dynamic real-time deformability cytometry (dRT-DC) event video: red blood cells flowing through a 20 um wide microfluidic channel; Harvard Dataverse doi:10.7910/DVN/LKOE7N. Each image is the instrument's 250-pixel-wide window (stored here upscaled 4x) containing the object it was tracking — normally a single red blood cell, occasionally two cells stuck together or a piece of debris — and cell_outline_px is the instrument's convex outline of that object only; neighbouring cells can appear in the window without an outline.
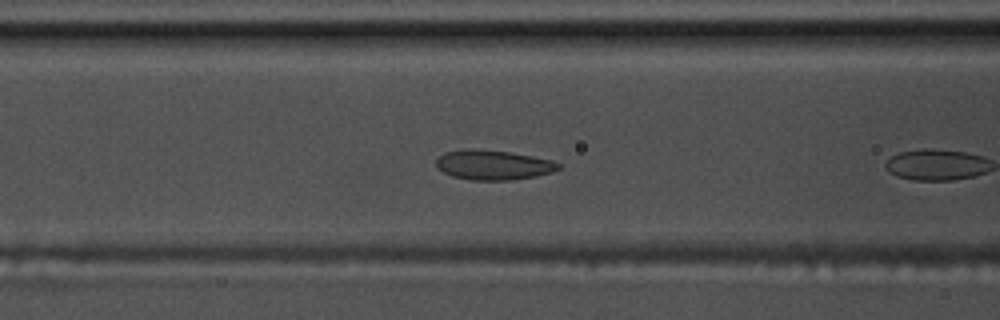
{"species": "common noctule bat (a hibernating species)", "species_latin": "Nyctalus noctula", "temperature_condition": "warm", "stored_images_in_passage": 7, "camera_frame_rate_fps": 3000, "um_per_image_px": 0.085, "animal": {"sex": "male", "body_mass_g": 17.5, "forearm_length_mm": 52.3}, "frame": {"image": 1, "passage_image": 6, "time_ms": 1.667, "image_size_px": [1000, 320], "cell_outline_px": [[560, 168], [552, 172], [536, 176], [508, 180], [472, 180], [452, 176], [436, 168], [436, 160], [444, 152], [468, 148], [472, 148], [512, 152], [552, 160], [560, 164]], "centroid_in_image_um": [41.91, 14.01], "position_along_channel_um": 124.7, "area_um2": 21.27}}